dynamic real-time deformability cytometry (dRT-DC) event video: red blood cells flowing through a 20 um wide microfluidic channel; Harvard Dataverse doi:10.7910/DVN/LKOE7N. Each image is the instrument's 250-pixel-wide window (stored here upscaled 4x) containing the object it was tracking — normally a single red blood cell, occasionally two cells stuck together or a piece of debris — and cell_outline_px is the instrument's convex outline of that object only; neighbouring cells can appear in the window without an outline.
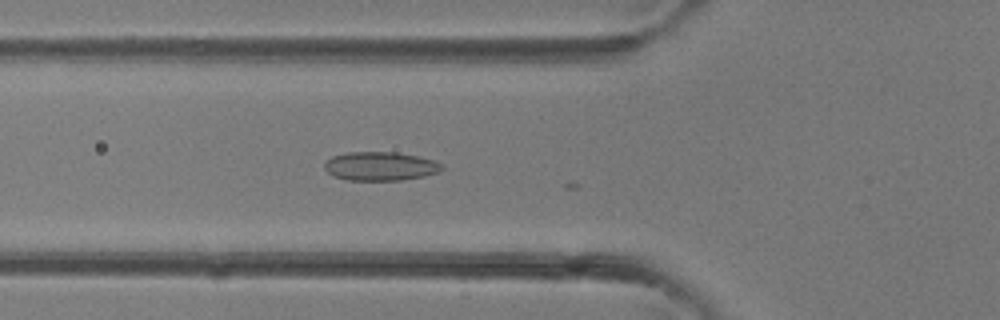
{"species": "common noctule bat (a hibernating species)", "species_latin": "Nyctalus noctula", "temperature_condition": "room temperature", "stored_images_in_passage": 16, "camera_frame_rate_fps": 3000, "um_per_image_px": 0.085, "animal": {"sex": "female"}, "frame": {"image": 1, "passage_image": 15, "time_ms": 4.667, "image_size_px": [1000, 320], "cell_outline_px": [[444, 168], [440, 172], [424, 176], [400, 180], [348, 180], [332, 176], [324, 168], [324, 164], [332, 156], [348, 152], [396, 152], [436, 160], [444, 164]], "centroid_in_image_um": [32.36, 14.13], "position_along_channel_um": 93.4, "area_um2": 19.83}}